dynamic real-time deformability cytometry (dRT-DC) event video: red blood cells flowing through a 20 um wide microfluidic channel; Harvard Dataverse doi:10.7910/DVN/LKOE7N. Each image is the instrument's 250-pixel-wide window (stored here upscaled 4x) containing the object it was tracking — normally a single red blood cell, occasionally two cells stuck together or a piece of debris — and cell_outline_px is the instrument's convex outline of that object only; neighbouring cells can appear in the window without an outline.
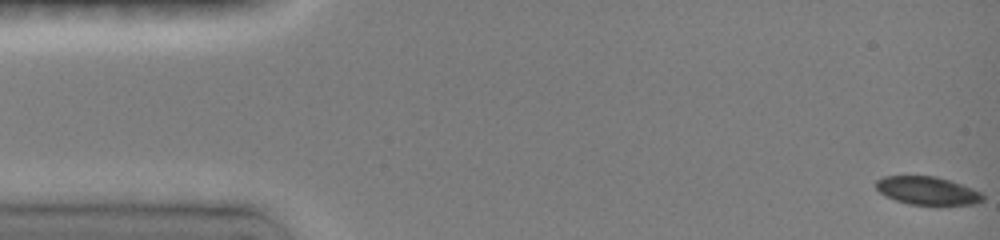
{"species": "common noctule bat (a hibernating species)", "species_latin": "Nyctalus noctula", "temperature_condition": "room temperature", "stored_images_in_passage": 9, "camera_frame_rate_fps": 3000, "um_per_image_px": 0.085, "animal": {"sex": "female", "body_mass_g": 19.0, "forearm_length_mm": 51.5}, "frame": {"image": 1, "passage_image": 1, "time_ms": 0.0, "image_size_px": [1000, 240], "cell_outline_px": [[984, 200], [976, 204], [936, 208], [908, 204], [884, 196], [876, 188], [876, 180], [884, 176], [936, 176], [972, 188], [980, 192], [984, 196]], "centroid_in_image_um": [78.86, 16.27], "position_along_channel_um": 6.1, "area_um2": 18.32}}
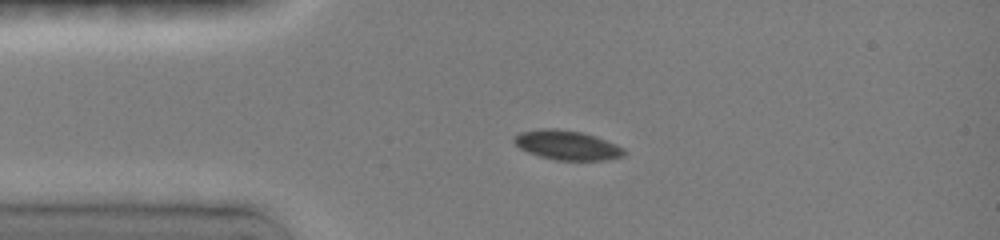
{"frame": {"image": 2, "passage_image": 7, "time_ms": 3.333, "image_size_px": [1000, 240], "cell_outline_px": [[624, 156], [608, 160], [556, 160], [540, 156], [528, 152], [520, 148], [512, 140], [512, 136], [520, 132], [544, 128], [556, 128], [580, 132], [596, 136], [616, 144], [624, 148]], "centroid_in_image_um": [48.19, 12.33], "position_along_channel_um": 36.8, "area_um2": 18.9}}